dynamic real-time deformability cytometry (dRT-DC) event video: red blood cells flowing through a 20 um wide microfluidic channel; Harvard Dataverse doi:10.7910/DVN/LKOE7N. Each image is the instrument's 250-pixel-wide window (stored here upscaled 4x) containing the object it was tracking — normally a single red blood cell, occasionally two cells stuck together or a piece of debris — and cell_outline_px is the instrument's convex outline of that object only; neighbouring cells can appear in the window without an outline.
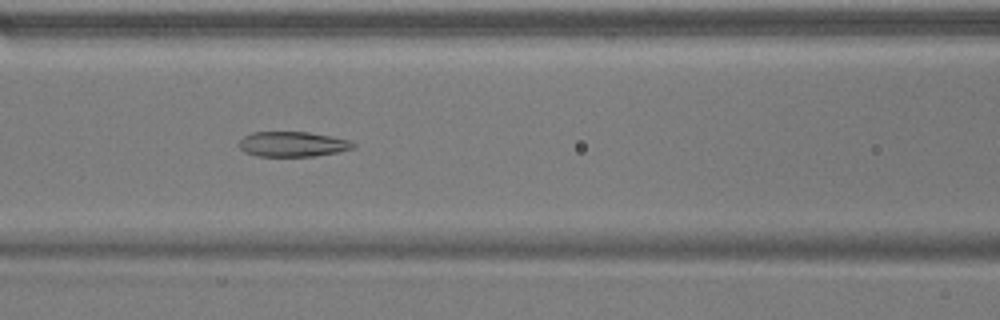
{"species": "common noctule bat (a hibernating species)", "species_latin": "Nyctalus noctula", "temperature_condition": "warm", "stored_images_in_passage": 40, "camera_frame_rate_fps": 3000, "um_per_image_px": 0.085, "animal": {"sex": "male", "body_mass_g": 17.9}, "frame": {"image": 1, "passage_image": 10, "time_ms": 3.0, "image_size_px": [1000, 320], "cell_outline_px": [[356, 144], [352, 148], [336, 152], [316, 156], [256, 156], [244, 152], [236, 144], [244, 136], [252, 132], [308, 132], [348, 140]], "centroid_in_image_um": [24.8, 12.26], "position_along_channel_um": 141.8, "area_um2": 16.59}}
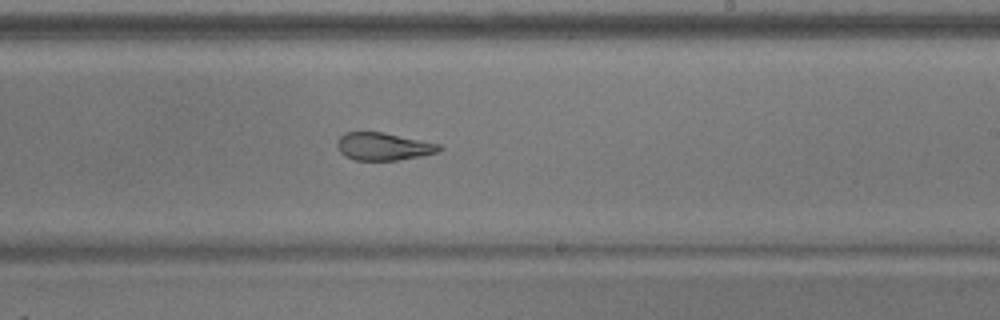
{"frame": {"image": 2, "passage_image": 19, "time_ms": 6.0, "image_size_px": [1000, 320], "cell_outline_px": [[444, 148], [436, 152], [420, 156], [396, 160], [356, 160], [344, 156], [336, 148], [336, 140], [344, 132], [384, 132], [440, 144]], "centroid_in_image_um": [32.54, 12.44], "position_along_channel_um": 256.5, "area_um2": 16.53}}
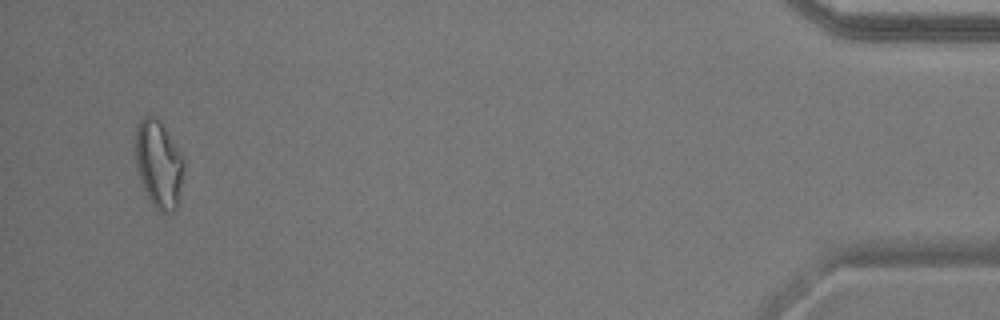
{"frame": {"image": 3, "passage_image": 38, "time_ms": 12.333, "image_size_px": [1000, 320], "cell_outline_px": [[184, 168], [176, 208], [172, 212], [160, 212], [152, 204], [144, 188], [136, 168], [136, 124], [144, 116], [156, 116], [164, 124], [180, 152], [184, 160]], "centroid_in_image_um": [13.49, 13.9], "position_along_channel_um": 421.7, "area_um2": 24.57}, "authors_computed_cell_mechanics": {"area_um2": 17.7446, "velocity_mm_per_s": 3.832, "shape_relaxation_time_tau1_ms": null, "shape_relaxation_time_tau2_ms": 2.3952, "deformation_change_tau1": null, "deformation_change_tau2": 0.1067}}